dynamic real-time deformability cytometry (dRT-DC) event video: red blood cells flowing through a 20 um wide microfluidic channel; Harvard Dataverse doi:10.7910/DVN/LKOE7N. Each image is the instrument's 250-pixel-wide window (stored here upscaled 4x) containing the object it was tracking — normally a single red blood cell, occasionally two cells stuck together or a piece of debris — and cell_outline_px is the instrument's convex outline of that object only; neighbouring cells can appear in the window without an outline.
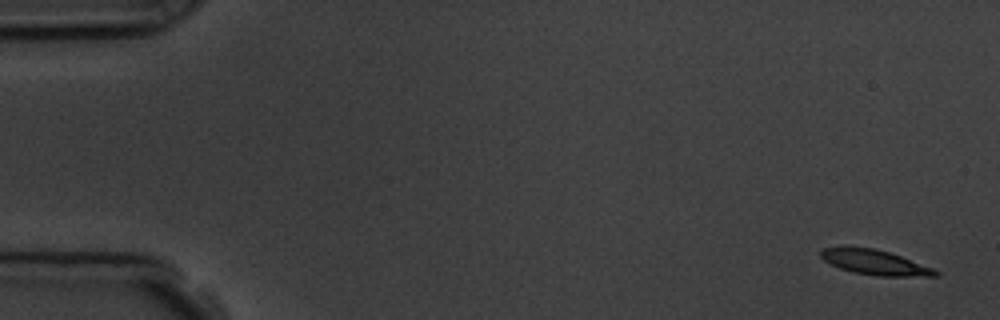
{"species": "common noctule bat (a hibernating species)", "species_latin": "Nyctalus noctula", "temperature_condition": "room temperature", "stored_images_in_passage": 4, "camera_frame_rate_fps": 3000, "um_per_image_px": 0.085, "animal": {"sex": "male", "body_mass_g": 19.5, "forearm_length_mm": 54.6}, "frame": {"image": 1, "passage_image": 1, "time_ms": 0.0, "image_size_px": [1000, 320], "cell_outline_px": [[940, 276], [876, 276], [852, 272], [840, 268], [824, 260], [820, 256], [820, 252], [824, 248], [872, 248], [888, 252], [900, 256], [932, 268], [940, 272]], "centroid_in_image_um": [74.39, 22.33], "position_along_channel_um": 10.6, "area_um2": 16.18}}
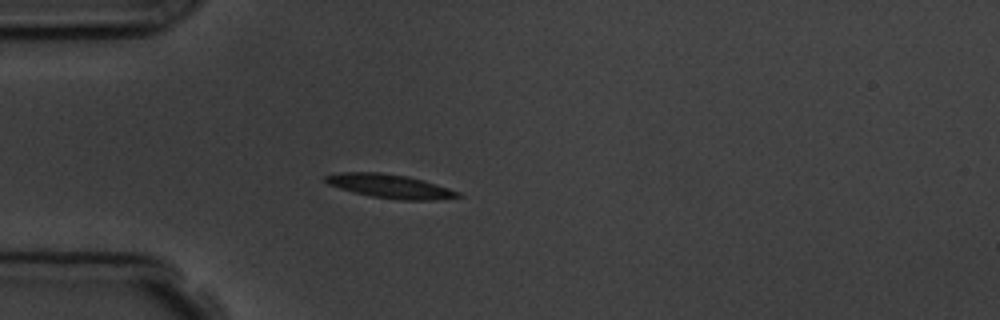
{"frame": {"image": 2, "passage_image": 4, "time_ms": 4.333, "image_size_px": [1000, 320], "cell_outline_px": [[464, 196], [436, 200], [396, 200], [372, 196], [352, 192], [328, 184], [324, 180], [324, 176], [340, 172], [380, 172], [408, 176], [424, 180], [460, 192]], "centroid_in_image_um": [33.17, 15.83], "position_along_channel_um": 51.8, "area_um2": 18.5}}